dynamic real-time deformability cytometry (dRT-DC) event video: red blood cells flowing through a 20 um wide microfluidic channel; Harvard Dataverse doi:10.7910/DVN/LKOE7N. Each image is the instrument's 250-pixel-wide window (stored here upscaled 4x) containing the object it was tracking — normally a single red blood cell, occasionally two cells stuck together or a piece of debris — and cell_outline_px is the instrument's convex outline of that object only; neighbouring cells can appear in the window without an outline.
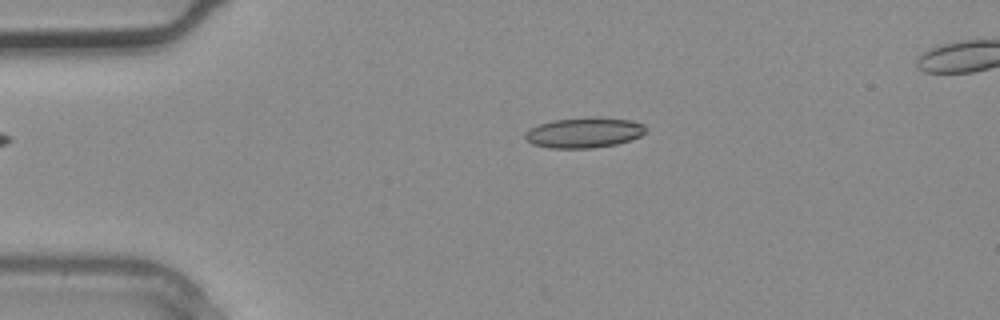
{"species": "common noctule bat (a hibernating species)", "species_latin": "Nyctalus noctula", "temperature_condition": "warm", "stored_images_in_passage": 2, "camera_frame_rate_fps": 3000, "um_per_image_px": 0.085, "animal": {"sex": "male", "body_mass_g": 20.4}, "frame": {"image": 1, "passage_image": 1, "time_ms": 0.0, "image_size_px": [1000, 320], "cell_outline_px": [[644, 132], [640, 136], [616, 144], [592, 148], [548, 148], [532, 144], [524, 136], [524, 132], [540, 124], [552, 120], [628, 120], [644, 124]], "centroid_in_image_um": [49.58, 11.33], "position_along_channel_um": 35.4, "area_um2": 20.11}}